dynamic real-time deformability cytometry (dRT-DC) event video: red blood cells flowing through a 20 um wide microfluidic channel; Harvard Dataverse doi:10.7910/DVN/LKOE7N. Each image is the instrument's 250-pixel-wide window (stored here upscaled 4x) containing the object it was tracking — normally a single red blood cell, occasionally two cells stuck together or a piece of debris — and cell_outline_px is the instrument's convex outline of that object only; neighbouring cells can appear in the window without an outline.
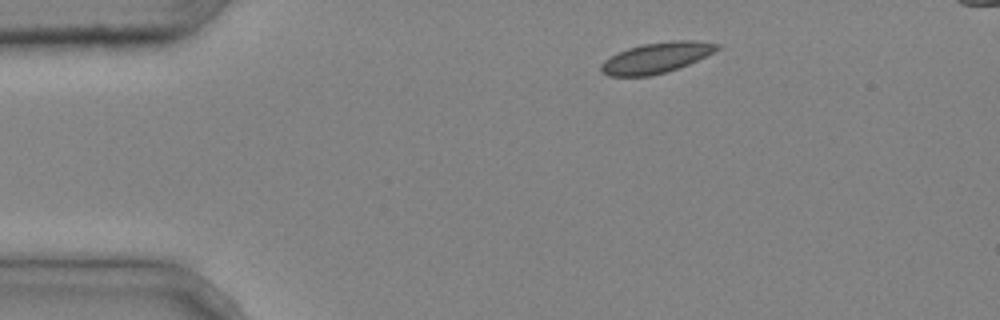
{"species": "common noctule bat (a hibernating species)", "species_latin": "Nyctalus noctula", "temperature_condition": "cold", "stored_images_in_passage": 4, "camera_frame_rate_fps": 3000, "um_per_image_px": 0.085, "animal": {"sex": "male", "body_mass_g": 20.4}, "frame": {"image": 1, "passage_image": 1, "time_ms": 0.0, "image_size_px": [1000, 320], "cell_outline_px": [[720, 48], [688, 64], [664, 72], [648, 76], [608, 76], [600, 72], [600, 64], [604, 60], [628, 48], [644, 44], [672, 40], [692, 40], [720, 44]], "centroid_in_image_um": [55.75, 4.91], "position_along_channel_um": 29.3, "area_um2": 20.29}}